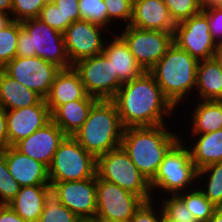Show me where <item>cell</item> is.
<instances>
[{"mask_svg":"<svg viewBox=\"0 0 222 222\" xmlns=\"http://www.w3.org/2000/svg\"><path fill=\"white\" fill-rule=\"evenodd\" d=\"M112 101L124 128L166 124V118L179 110L164 95L149 71L124 82Z\"/></svg>","mask_w":222,"mask_h":222,"instance_id":"1","label":"cell"},{"mask_svg":"<svg viewBox=\"0 0 222 222\" xmlns=\"http://www.w3.org/2000/svg\"><path fill=\"white\" fill-rule=\"evenodd\" d=\"M170 130L167 124L124 129L121 147L149 182L165 154L181 138V133Z\"/></svg>","mask_w":222,"mask_h":222,"instance_id":"2","label":"cell"},{"mask_svg":"<svg viewBox=\"0 0 222 222\" xmlns=\"http://www.w3.org/2000/svg\"><path fill=\"white\" fill-rule=\"evenodd\" d=\"M198 63L197 59L173 43L149 70L164 95L176 108L184 103V100H188L186 97L195 94Z\"/></svg>","mask_w":222,"mask_h":222,"instance_id":"3","label":"cell"},{"mask_svg":"<svg viewBox=\"0 0 222 222\" xmlns=\"http://www.w3.org/2000/svg\"><path fill=\"white\" fill-rule=\"evenodd\" d=\"M124 129L115 103L112 100H98L82 127L72 137L97 158L121 146Z\"/></svg>","mask_w":222,"mask_h":222,"instance_id":"4","label":"cell"},{"mask_svg":"<svg viewBox=\"0 0 222 222\" xmlns=\"http://www.w3.org/2000/svg\"><path fill=\"white\" fill-rule=\"evenodd\" d=\"M15 57L38 56L60 69L73 67L63 38V33L51 28L39 18L21 21Z\"/></svg>","mask_w":222,"mask_h":222,"instance_id":"5","label":"cell"},{"mask_svg":"<svg viewBox=\"0 0 222 222\" xmlns=\"http://www.w3.org/2000/svg\"><path fill=\"white\" fill-rule=\"evenodd\" d=\"M182 135L165 154L155 177L150 181L152 197L153 199L156 197L154 200L158 198L157 192L165 196L177 195L190 190L192 187L195 188L197 185L198 170L192 162L191 153L187 146L188 141L184 142Z\"/></svg>","mask_w":222,"mask_h":222,"instance_id":"6","label":"cell"},{"mask_svg":"<svg viewBox=\"0 0 222 222\" xmlns=\"http://www.w3.org/2000/svg\"><path fill=\"white\" fill-rule=\"evenodd\" d=\"M96 175L139 196L144 202L153 199L150 182L121 146L97 157Z\"/></svg>","mask_w":222,"mask_h":222,"instance_id":"7","label":"cell"},{"mask_svg":"<svg viewBox=\"0 0 222 222\" xmlns=\"http://www.w3.org/2000/svg\"><path fill=\"white\" fill-rule=\"evenodd\" d=\"M97 158L72 137L66 136L48 167L50 182L79 181L96 177Z\"/></svg>","mask_w":222,"mask_h":222,"instance_id":"8","label":"cell"},{"mask_svg":"<svg viewBox=\"0 0 222 222\" xmlns=\"http://www.w3.org/2000/svg\"><path fill=\"white\" fill-rule=\"evenodd\" d=\"M123 27L124 29L118 27L115 32L119 31L117 34L126 42L135 60L145 71H149L173 44V33L130 25Z\"/></svg>","mask_w":222,"mask_h":222,"instance_id":"9","label":"cell"},{"mask_svg":"<svg viewBox=\"0 0 222 222\" xmlns=\"http://www.w3.org/2000/svg\"><path fill=\"white\" fill-rule=\"evenodd\" d=\"M97 212L95 220L129 222L144 202L139 196L96 175Z\"/></svg>","mask_w":222,"mask_h":222,"instance_id":"10","label":"cell"},{"mask_svg":"<svg viewBox=\"0 0 222 222\" xmlns=\"http://www.w3.org/2000/svg\"><path fill=\"white\" fill-rule=\"evenodd\" d=\"M73 67L79 73L87 95L98 100H112L123 84L103 54L81 59Z\"/></svg>","mask_w":222,"mask_h":222,"instance_id":"11","label":"cell"},{"mask_svg":"<svg viewBox=\"0 0 222 222\" xmlns=\"http://www.w3.org/2000/svg\"><path fill=\"white\" fill-rule=\"evenodd\" d=\"M173 43L198 61L214 58L218 47L202 12L176 24Z\"/></svg>","mask_w":222,"mask_h":222,"instance_id":"12","label":"cell"},{"mask_svg":"<svg viewBox=\"0 0 222 222\" xmlns=\"http://www.w3.org/2000/svg\"><path fill=\"white\" fill-rule=\"evenodd\" d=\"M2 70L45 99L50 92L55 76L61 69L38 56H34L15 57Z\"/></svg>","mask_w":222,"mask_h":222,"instance_id":"13","label":"cell"},{"mask_svg":"<svg viewBox=\"0 0 222 222\" xmlns=\"http://www.w3.org/2000/svg\"><path fill=\"white\" fill-rule=\"evenodd\" d=\"M105 32L108 36V29L86 20L72 22L63 32L65 48L71 64L102 54L108 38L104 36Z\"/></svg>","mask_w":222,"mask_h":222,"instance_id":"14","label":"cell"},{"mask_svg":"<svg viewBox=\"0 0 222 222\" xmlns=\"http://www.w3.org/2000/svg\"><path fill=\"white\" fill-rule=\"evenodd\" d=\"M51 195L81 220H95L96 177L79 181L50 182Z\"/></svg>","mask_w":222,"mask_h":222,"instance_id":"15","label":"cell"},{"mask_svg":"<svg viewBox=\"0 0 222 222\" xmlns=\"http://www.w3.org/2000/svg\"><path fill=\"white\" fill-rule=\"evenodd\" d=\"M8 127V147L29 137L51 120V113L45 99L38 104L6 111Z\"/></svg>","mask_w":222,"mask_h":222,"instance_id":"16","label":"cell"},{"mask_svg":"<svg viewBox=\"0 0 222 222\" xmlns=\"http://www.w3.org/2000/svg\"><path fill=\"white\" fill-rule=\"evenodd\" d=\"M67 135L50 120L29 137L17 142L14 147L22 154L50 166L60 143Z\"/></svg>","mask_w":222,"mask_h":222,"instance_id":"17","label":"cell"},{"mask_svg":"<svg viewBox=\"0 0 222 222\" xmlns=\"http://www.w3.org/2000/svg\"><path fill=\"white\" fill-rule=\"evenodd\" d=\"M6 159L9 173L21 186L50 185L48 167L19 152L14 146L0 150Z\"/></svg>","mask_w":222,"mask_h":222,"instance_id":"18","label":"cell"},{"mask_svg":"<svg viewBox=\"0 0 222 222\" xmlns=\"http://www.w3.org/2000/svg\"><path fill=\"white\" fill-rule=\"evenodd\" d=\"M130 26L174 33L176 24L164 0H133Z\"/></svg>","mask_w":222,"mask_h":222,"instance_id":"19","label":"cell"},{"mask_svg":"<svg viewBox=\"0 0 222 222\" xmlns=\"http://www.w3.org/2000/svg\"><path fill=\"white\" fill-rule=\"evenodd\" d=\"M108 37L102 54L111 62L118 78L124 83L141 76L145 70L135 60L126 42L117 33Z\"/></svg>","mask_w":222,"mask_h":222,"instance_id":"20","label":"cell"},{"mask_svg":"<svg viewBox=\"0 0 222 222\" xmlns=\"http://www.w3.org/2000/svg\"><path fill=\"white\" fill-rule=\"evenodd\" d=\"M87 95L79 73L74 67L61 69L55 76L46 104L52 113L59 105L81 100Z\"/></svg>","mask_w":222,"mask_h":222,"instance_id":"21","label":"cell"},{"mask_svg":"<svg viewBox=\"0 0 222 222\" xmlns=\"http://www.w3.org/2000/svg\"><path fill=\"white\" fill-rule=\"evenodd\" d=\"M51 195V185L20 187L8 205L27 222H38L46 200Z\"/></svg>","mask_w":222,"mask_h":222,"instance_id":"22","label":"cell"},{"mask_svg":"<svg viewBox=\"0 0 222 222\" xmlns=\"http://www.w3.org/2000/svg\"><path fill=\"white\" fill-rule=\"evenodd\" d=\"M98 99L86 95L81 100L59 105L52 113L51 120L67 135L73 136L88 118L92 106Z\"/></svg>","mask_w":222,"mask_h":222,"instance_id":"23","label":"cell"},{"mask_svg":"<svg viewBox=\"0 0 222 222\" xmlns=\"http://www.w3.org/2000/svg\"><path fill=\"white\" fill-rule=\"evenodd\" d=\"M189 136V141L192 142H188L187 146L197 170L213 163L222 162V129Z\"/></svg>","mask_w":222,"mask_h":222,"instance_id":"24","label":"cell"},{"mask_svg":"<svg viewBox=\"0 0 222 222\" xmlns=\"http://www.w3.org/2000/svg\"><path fill=\"white\" fill-rule=\"evenodd\" d=\"M198 99V100H197ZM194 103V111H190L191 129L188 135H199L222 129V101L199 100Z\"/></svg>","mask_w":222,"mask_h":222,"instance_id":"25","label":"cell"},{"mask_svg":"<svg viewBox=\"0 0 222 222\" xmlns=\"http://www.w3.org/2000/svg\"><path fill=\"white\" fill-rule=\"evenodd\" d=\"M195 91V100L199 97L201 100L222 101V68L215 57L199 61Z\"/></svg>","mask_w":222,"mask_h":222,"instance_id":"26","label":"cell"},{"mask_svg":"<svg viewBox=\"0 0 222 222\" xmlns=\"http://www.w3.org/2000/svg\"><path fill=\"white\" fill-rule=\"evenodd\" d=\"M43 98L0 69V106L6 111L38 104Z\"/></svg>","mask_w":222,"mask_h":222,"instance_id":"27","label":"cell"},{"mask_svg":"<svg viewBox=\"0 0 222 222\" xmlns=\"http://www.w3.org/2000/svg\"><path fill=\"white\" fill-rule=\"evenodd\" d=\"M197 180V187L205 197L217 208H222V162L213 163L198 170Z\"/></svg>","mask_w":222,"mask_h":222,"instance_id":"28","label":"cell"},{"mask_svg":"<svg viewBox=\"0 0 222 222\" xmlns=\"http://www.w3.org/2000/svg\"><path fill=\"white\" fill-rule=\"evenodd\" d=\"M176 196L188 207L197 222H208L217 209L197 186Z\"/></svg>","mask_w":222,"mask_h":222,"instance_id":"29","label":"cell"},{"mask_svg":"<svg viewBox=\"0 0 222 222\" xmlns=\"http://www.w3.org/2000/svg\"><path fill=\"white\" fill-rule=\"evenodd\" d=\"M21 22L12 20L0 30V69L16 56L18 34Z\"/></svg>","mask_w":222,"mask_h":222,"instance_id":"30","label":"cell"},{"mask_svg":"<svg viewBox=\"0 0 222 222\" xmlns=\"http://www.w3.org/2000/svg\"><path fill=\"white\" fill-rule=\"evenodd\" d=\"M81 20H86L98 24L108 29L109 34L114 33L109 26L112 24L108 21L107 8L104 0H78Z\"/></svg>","mask_w":222,"mask_h":222,"instance_id":"31","label":"cell"},{"mask_svg":"<svg viewBox=\"0 0 222 222\" xmlns=\"http://www.w3.org/2000/svg\"><path fill=\"white\" fill-rule=\"evenodd\" d=\"M161 198V200H160ZM158 198L164 217L169 221L176 222H197L188 207L176 196L166 195Z\"/></svg>","mask_w":222,"mask_h":222,"instance_id":"32","label":"cell"},{"mask_svg":"<svg viewBox=\"0 0 222 222\" xmlns=\"http://www.w3.org/2000/svg\"><path fill=\"white\" fill-rule=\"evenodd\" d=\"M76 214L70 211L53 195L46 200L43 212L38 222H82Z\"/></svg>","mask_w":222,"mask_h":222,"instance_id":"33","label":"cell"},{"mask_svg":"<svg viewBox=\"0 0 222 222\" xmlns=\"http://www.w3.org/2000/svg\"><path fill=\"white\" fill-rule=\"evenodd\" d=\"M175 24L202 12L200 0H164Z\"/></svg>","mask_w":222,"mask_h":222,"instance_id":"34","label":"cell"},{"mask_svg":"<svg viewBox=\"0 0 222 222\" xmlns=\"http://www.w3.org/2000/svg\"><path fill=\"white\" fill-rule=\"evenodd\" d=\"M104 3L107 8L108 21L111 24L124 22L123 24L118 25H130L132 19L133 0H104ZM114 21L117 22L115 23Z\"/></svg>","mask_w":222,"mask_h":222,"instance_id":"35","label":"cell"},{"mask_svg":"<svg viewBox=\"0 0 222 222\" xmlns=\"http://www.w3.org/2000/svg\"><path fill=\"white\" fill-rule=\"evenodd\" d=\"M49 0H12L11 18L23 21L29 18H38L41 9Z\"/></svg>","mask_w":222,"mask_h":222,"instance_id":"36","label":"cell"},{"mask_svg":"<svg viewBox=\"0 0 222 222\" xmlns=\"http://www.w3.org/2000/svg\"><path fill=\"white\" fill-rule=\"evenodd\" d=\"M156 205L159 204L154 199L143 202L129 222H162L164 218L162 208Z\"/></svg>","mask_w":222,"mask_h":222,"instance_id":"37","label":"cell"},{"mask_svg":"<svg viewBox=\"0 0 222 222\" xmlns=\"http://www.w3.org/2000/svg\"><path fill=\"white\" fill-rule=\"evenodd\" d=\"M42 22L49 25L51 28L57 31L64 32V21L63 14L60 9L49 0L45 6L41 9L40 15L38 17Z\"/></svg>","mask_w":222,"mask_h":222,"instance_id":"38","label":"cell"},{"mask_svg":"<svg viewBox=\"0 0 222 222\" xmlns=\"http://www.w3.org/2000/svg\"><path fill=\"white\" fill-rule=\"evenodd\" d=\"M207 17L209 30L217 45L222 44V7H210L202 10Z\"/></svg>","mask_w":222,"mask_h":222,"instance_id":"39","label":"cell"},{"mask_svg":"<svg viewBox=\"0 0 222 222\" xmlns=\"http://www.w3.org/2000/svg\"><path fill=\"white\" fill-rule=\"evenodd\" d=\"M63 14L64 31L75 21L81 20L78 0H51Z\"/></svg>","mask_w":222,"mask_h":222,"instance_id":"40","label":"cell"},{"mask_svg":"<svg viewBox=\"0 0 222 222\" xmlns=\"http://www.w3.org/2000/svg\"><path fill=\"white\" fill-rule=\"evenodd\" d=\"M20 185L14 180L13 176H8L0 182L1 206L8 204L20 190Z\"/></svg>","mask_w":222,"mask_h":222,"instance_id":"41","label":"cell"},{"mask_svg":"<svg viewBox=\"0 0 222 222\" xmlns=\"http://www.w3.org/2000/svg\"><path fill=\"white\" fill-rule=\"evenodd\" d=\"M8 147V127L6 110L0 106V150Z\"/></svg>","mask_w":222,"mask_h":222,"instance_id":"42","label":"cell"},{"mask_svg":"<svg viewBox=\"0 0 222 222\" xmlns=\"http://www.w3.org/2000/svg\"><path fill=\"white\" fill-rule=\"evenodd\" d=\"M0 222H27L24 221L8 204L0 206Z\"/></svg>","mask_w":222,"mask_h":222,"instance_id":"43","label":"cell"},{"mask_svg":"<svg viewBox=\"0 0 222 222\" xmlns=\"http://www.w3.org/2000/svg\"><path fill=\"white\" fill-rule=\"evenodd\" d=\"M8 176L12 175L9 173L5 155L0 151V182L4 181Z\"/></svg>","mask_w":222,"mask_h":222,"instance_id":"44","label":"cell"},{"mask_svg":"<svg viewBox=\"0 0 222 222\" xmlns=\"http://www.w3.org/2000/svg\"><path fill=\"white\" fill-rule=\"evenodd\" d=\"M202 10L210 7H222V0H200Z\"/></svg>","mask_w":222,"mask_h":222,"instance_id":"45","label":"cell"},{"mask_svg":"<svg viewBox=\"0 0 222 222\" xmlns=\"http://www.w3.org/2000/svg\"><path fill=\"white\" fill-rule=\"evenodd\" d=\"M0 12H5L11 15L12 0H0Z\"/></svg>","mask_w":222,"mask_h":222,"instance_id":"46","label":"cell"},{"mask_svg":"<svg viewBox=\"0 0 222 222\" xmlns=\"http://www.w3.org/2000/svg\"><path fill=\"white\" fill-rule=\"evenodd\" d=\"M12 21L11 15L0 12V30L6 27Z\"/></svg>","mask_w":222,"mask_h":222,"instance_id":"47","label":"cell"},{"mask_svg":"<svg viewBox=\"0 0 222 222\" xmlns=\"http://www.w3.org/2000/svg\"><path fill=\"white\" fill-rule=\"evenodd\" d=\"M208 222H222V208H217Z\"/></svg>","mask_w":222,"mask_h":222,"instance_id":"48","label":"cell"},{"mask_svg":"<svg viewBox=\"0 0 222 222\" xmlns=\"http://www.w3.org/2000/svg\"><path fill=\"white\" fill-rule=\"evenodd\" d=\"M215 58L220 63L222 68V44L218 45L215 53Z\"/></svg>","mask_w":222,"mask_h":222,"instance_id":"49","label":"cell"},{"mask_svg":"<svg viewBox=\"0 0 222 222\" xmlns=\"http://www.w3.org/2000/svg\"><path fill=\"white\" fill-rule=\"evenodd\" d=\"M162 222H176V221H169L164 217Z\"/></svg>","mask_w":222,"mask_h":222,"instance_id":"50","label":"cell"},{"mask_svg":"<svg viewBox=\"0 0 222 222\" xmlns=\"http://www.w3.org/2000/svg\"><path fill=\"white\" fill-rule=\"evenodd\" d=\"M82 222H92V220H83Z\"/></svg>","mask_w":222,"mask_h":222,"instance_id":"51","label":"cell"}]
</instances>
